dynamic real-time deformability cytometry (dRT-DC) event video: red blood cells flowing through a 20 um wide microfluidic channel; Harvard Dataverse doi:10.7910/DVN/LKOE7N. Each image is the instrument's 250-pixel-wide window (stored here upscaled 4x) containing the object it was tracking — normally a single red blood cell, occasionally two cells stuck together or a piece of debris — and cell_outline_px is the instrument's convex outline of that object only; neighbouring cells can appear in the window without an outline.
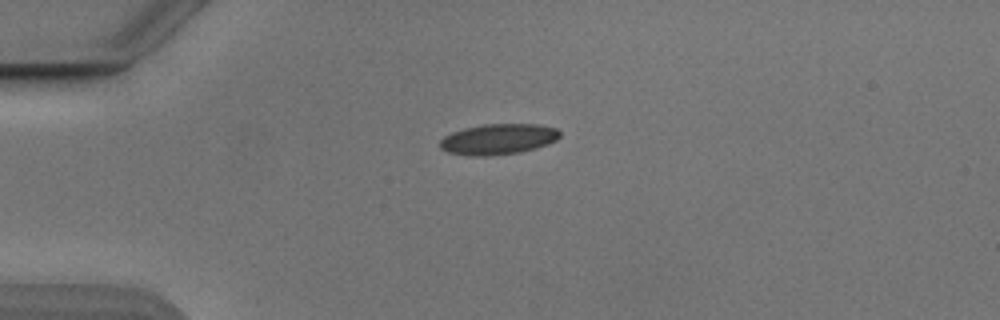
{"species": "Egyptian fruit bat (a non-hibernating species)", "species_latin": "Rousettus aegyptiacus", "temperature_condition": "cold", "stored_images_in_passage": 41, "camera_frame_rate_fps": 3000, "um_per_image_px": 0.085, "animal": {"sex": "male"}, "frame": {"image": 1, "passage_image": 1, "time_ms": 0.0, "image_size_px": [1000, 320], "cell_outline_px": [[560, 136], [556, 140], [548, 144], [536, 148], [520, 152], [488, 156], [472, 156], [448, 152], [440, 148], [440, 140], [444, 136], [452, 132], [464, 128], [484, 124], [540, 124], [556, 128], [560, 132]], "centroid_in_image_um": [42.36, 11.82], "position_along_channel_um": 42.6, "area_um2": 21.5}}
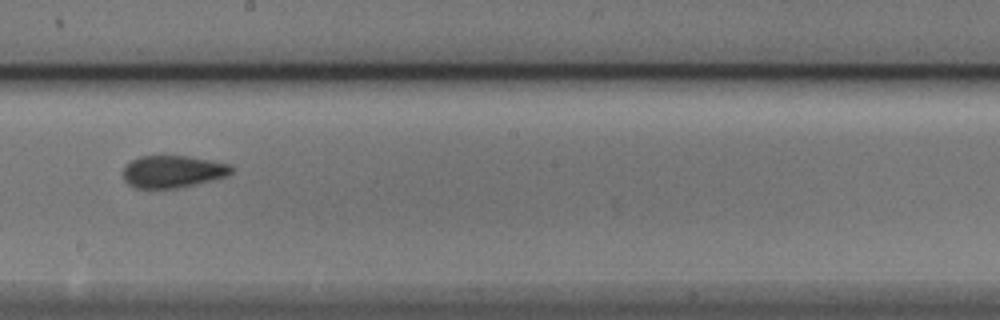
{"frame": {"image": 2, "passage_image": 18, "time_ms": 5.667, "image_size_px": [1000, 320], "cell_outline_px": [[232, 172], [224, 176], [176, 188], [136, 188], [128, 184], [124, 180], [124, 164], [140, 156], [188, 156], [212, 160], [232, 164]], "centroid_in_image_um": [14.65, 14.56], "position_along_channel_um": 233.6, "area_um2": 20.11}}
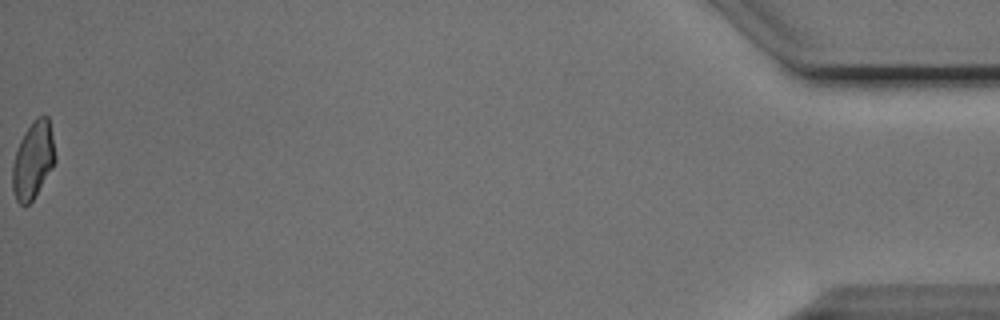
{"frame": {"image": 3, "passage_image": 41, "time_ms": 13.333, "image_size_px": [1000, 320], "cell_outline_px": [[56, 160], [32, 200], [24, 208], [16, 200], [12, 188], [12, 164], [20, 140], [24, 132], [32, 120], [36, 116], [48, 116], [56, 156]], "centroid_in_image_um": [2.79, 13.6], "position_along_channel_um": 432.4, "area_um2": 19.07}, "authors_computed_cell_mechanics": {"area_um2": 20.1722, "velocity_mm_per_s": 3.8808, "shape_relaxation_time_tau1_ms": null, "shape_relaxation_time_tau2_ms": 1.5073, "deformation_change_tau1": null, "deformation_change_tau2": 0.078}}